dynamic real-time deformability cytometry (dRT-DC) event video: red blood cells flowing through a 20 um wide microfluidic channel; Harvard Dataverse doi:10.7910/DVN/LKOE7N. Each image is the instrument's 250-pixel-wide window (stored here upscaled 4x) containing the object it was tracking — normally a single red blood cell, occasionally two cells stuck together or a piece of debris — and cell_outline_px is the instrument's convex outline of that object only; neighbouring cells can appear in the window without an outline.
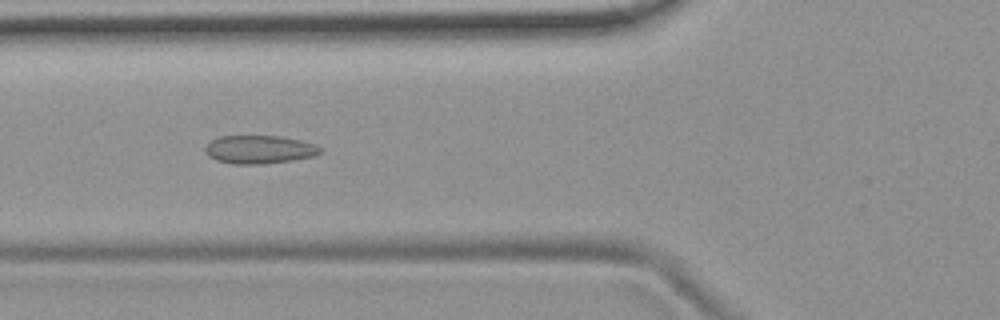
{"species": "common noctule bat (a hibernating species)", "species_latin": "Nyctalus noctula", "temperature_condition": "room temperature", "stored_images_in_passage": 40, "camera_frame_rate_fps": 3000, "um_per_image_px": 0.085, "animal": {"sex": "female", "body_mass_g": 19.9}, "frame": {"image": 1, "passage_image": 14, "time_ms": 4.333, "image_size_px": [1000, 320], "cell_outline_px": [[324, 152], [312, 156], [292, 160], [264, 164], [232, 164], [216, 160], [208, 156], [204, 148], [212, 140], [220, 136], [280, 136], [300, 140], [316, 144], [324, 148]], "centroid_in_image_um": [22.08, 12.71], "position_along_channel_um": 103.7, "area_um2": 19.07}}
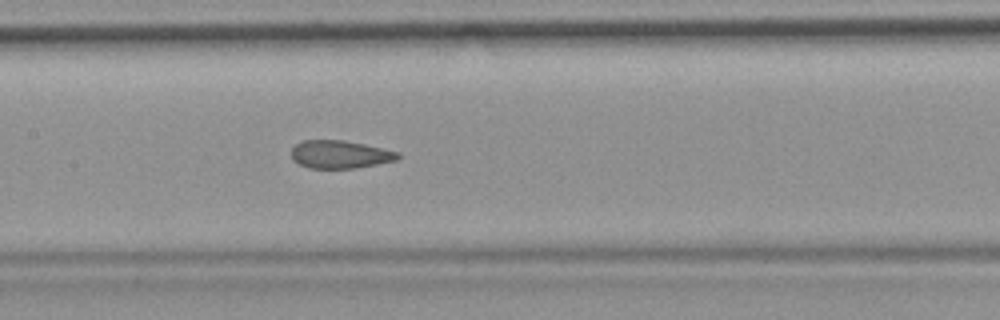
{"frame": {"image": 2, "passage_image": 20, "time_ms": 6.333, "image_size_px": [1000, 320], "cell_outline_px": [[400, 156], [396, 160], [356, 168], [308, 168], [292, 160], [292, 148], [296, 144], [304, 140], [340, 140], [364, 144], [400, 152]], "centroid_in_image_um": [28.89, 13.12], "position_along_channel_um": 178.5, "area_um2": 17.22}}
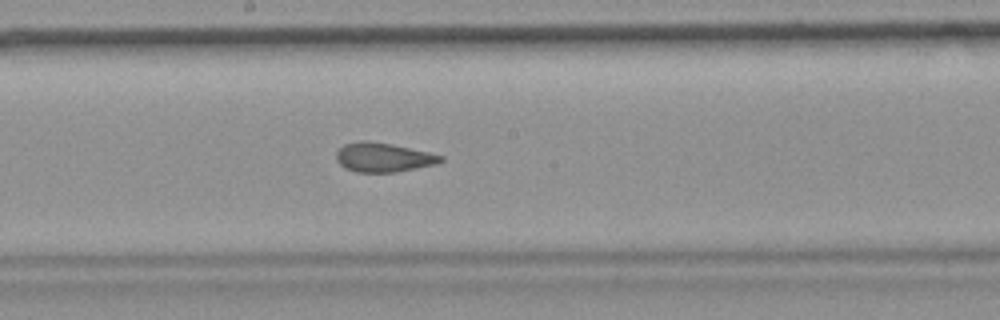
{"frame": {"image": 3, "passage_image": 23, "time_ms": 7.333, "image_size_px": [1000, 320], "cell_outline_px": [[444, 160], [436, 164], [396, 172], [356, 172], [344, 168], [336, 160], [336, 152], [344, 144], [360, 140], [364, 140], [392, 144], [428, 152], [444, 156]], "centroid_in_image_um": [32.56, 13.37], "position_along_channel_um": 215.6, "area_um2": 17.8}, "authors_computed_cell_mechanics": {"area_um2": 18.6116, "velocity_mm_per_s": 3.7249, "shape_relaxation_time_tau1_ms": null, "shape_relaxation_time_tau2_ms": 1.1493, "deformation_change_tau1": null, "deformation_change_tau2": 0.0705}}